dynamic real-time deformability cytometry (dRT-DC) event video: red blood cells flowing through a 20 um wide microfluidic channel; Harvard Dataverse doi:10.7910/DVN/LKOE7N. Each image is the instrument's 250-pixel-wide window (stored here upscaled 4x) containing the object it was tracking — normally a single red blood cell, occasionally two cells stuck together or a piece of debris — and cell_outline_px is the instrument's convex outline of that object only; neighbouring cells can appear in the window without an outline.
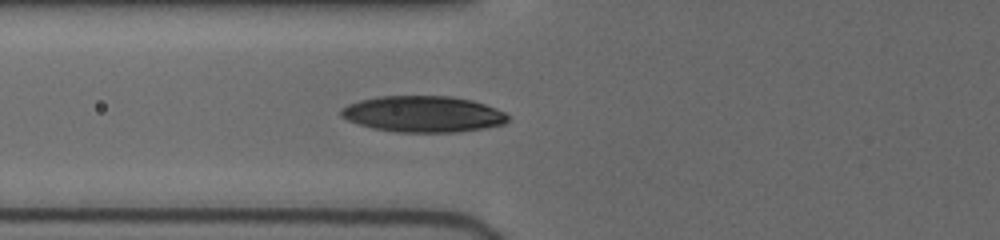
{"species": "human", "species_latin": "Homo sapiens", "temperature_condition": "cold", "stored_images_in_passage": 22, "camera_frame_rate_fps": 3000, "um_per_image_px": 0.085, "donor": {"sex": "female"}, "frame": {"image": 1, "passage_image": 4, "time_ms": 1.667, "image_size_px": [1000, 240], "cell_outline_px": [[508, 120], [504, 124], [484, 128], [460, 132], [396, 132], [372, 128], [348, 120], [340, 116], [340, 108], [348, 104], [360, 100], [380, 96], [452, 96], [472, 100], [496, 108], [504, 112], [508, 116]], "centroid_in_image_um": [35.96, 9.69], "position_along_channel_um": 89.8, "area_um2": 35.26}}
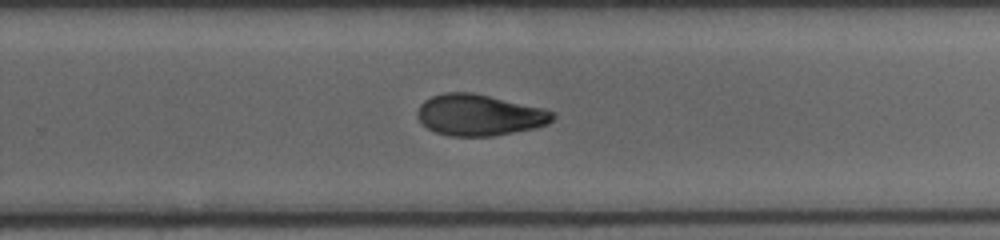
{"frame": {"image": 2, "passage_image": 12, "time_ms": 6.667, "image_size_px": [1000, 240], "cell_outline_px": [[556, 116], [548, 124], [536, 128], [492, 136], [448, 136], [436, 132], [428, 128], [416, 116], [416, 112], [420, 104], [424, 100], [432, 96], [444, 92], [472, 92], [544, 108], [556, 112]], "centroid_in_image_um": [40.76, 9.77], "position_along_channel_um": 289.0, "area_um2": 32.71}}
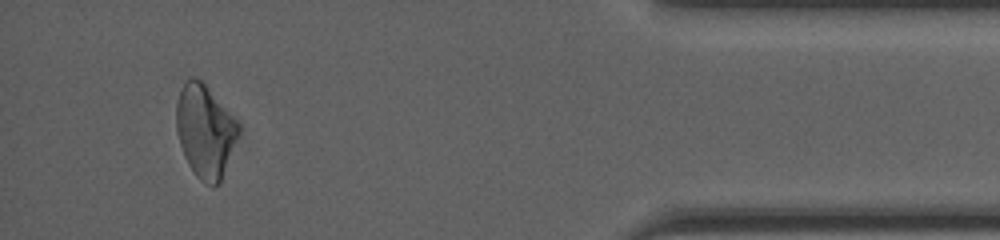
{"frame": {"image": 3, "passage_image": 19, "time_ms": 11.0, "image_size_px": [1000, 240], "cell_outline_px": [[240, 132], [220, 184], [212, 188], [204, 184], [192, 172], [184, 156], [176, 132], [176, 104], [180, 92], [188, 76], [196, 76], [204, 84], [240, 124]], "centroid_in_image_um": [17.43, 11.19], "position_along_channel_um": 417.8, "area_um2": 33.81}, "authors_computed_cell_mechanics": {"area_um2": 33.6685, "velocity_mm_per_s": 3.9845, "shape_relaxation_time_tau1_ms": 4.385, "shape_relaxation_time_tau2_ms": 4.8582, "deformation_change_tau1": 0.1221, "deformation_change_tau2": 0.1049}}